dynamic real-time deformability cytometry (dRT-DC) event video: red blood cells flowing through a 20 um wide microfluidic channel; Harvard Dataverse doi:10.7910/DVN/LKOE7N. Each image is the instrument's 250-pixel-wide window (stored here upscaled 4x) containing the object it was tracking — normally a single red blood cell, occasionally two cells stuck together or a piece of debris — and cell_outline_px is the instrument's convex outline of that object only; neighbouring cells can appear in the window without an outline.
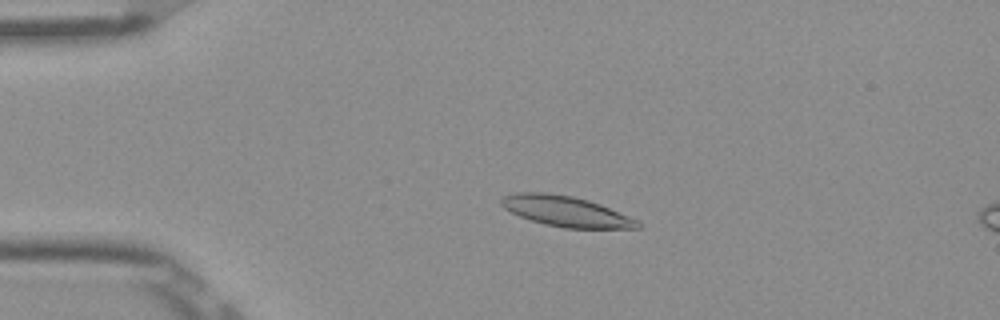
{"species": "Egyptian fruit bat (a non-hibernating species)", "species_latin": "Rousettus aegyptiacus", "temperature_condition": "room temperature", "stored_images_in_passage": 51, "camera_frame_rate_fps": 3000, "um_per_image_px": 0.085, "frame": {"image": 1, "passage_image": 10, "time_ms": 3.0, "image_size_px": [1000, 320], "cell_outline_px": [[640, 228], [564, 228], [544, 224], [520, 216], [504, 208], [500, 204], [500, 200], [504, 196], [516, 192], [544, 192], [572, 196], [588, 200], [600, 204], [636, 220], [640, 224]], "centroid_in_image_um": [48.05, 17.95], "position_along_channel_um": 36.9, "area_um2": 23.87}}
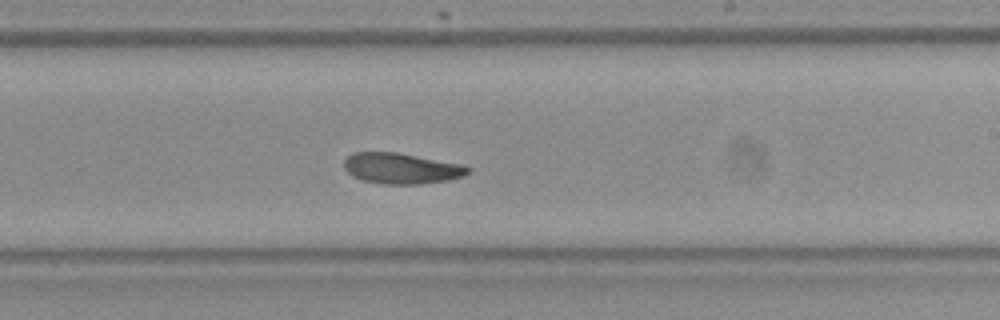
{"frame": {"image": 2, "passage_image": 30, "time_ms": 9.667, "image_size_px": [1000, 320], "cell_outline_px": [[472, 168], [464, 176], [448, 180], [420, 184], [380, 184], [360, 180], [352, 176], [344, 168], [344, 160], [352, 152], [396, 152], [464, 164]], "centroid_in_image_um": [34.12, 14.31], "position_along_channel_um": 254.9, "area_um2": 22.48}}
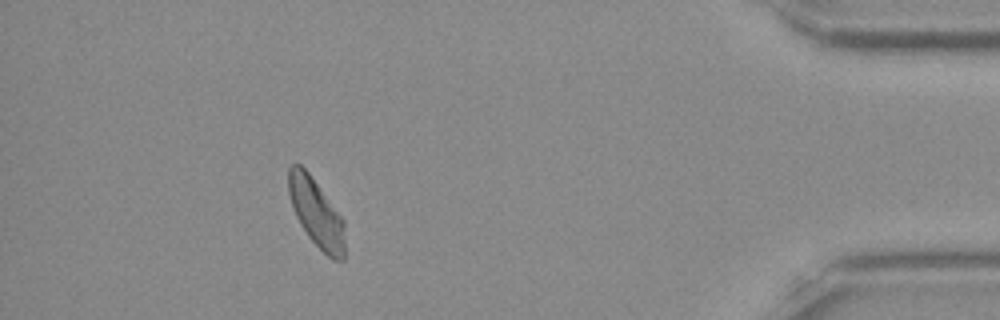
{"frame": {"image": 3, "passage_image": 46, "time_ms": 15.0, "image_size_px": [1000, 320], "cell_outline_px": [[344, 260], [332, 260], [308, 236], [300, 224], [296, 216], [288, 192], [288, 168], [292, 164], [300, 164], [308, 172], [344, 220]], "centroid_in_image_um": [26.88, 18.09], "position_along_channel_um": 408.3, "area_um2": 22.02}}